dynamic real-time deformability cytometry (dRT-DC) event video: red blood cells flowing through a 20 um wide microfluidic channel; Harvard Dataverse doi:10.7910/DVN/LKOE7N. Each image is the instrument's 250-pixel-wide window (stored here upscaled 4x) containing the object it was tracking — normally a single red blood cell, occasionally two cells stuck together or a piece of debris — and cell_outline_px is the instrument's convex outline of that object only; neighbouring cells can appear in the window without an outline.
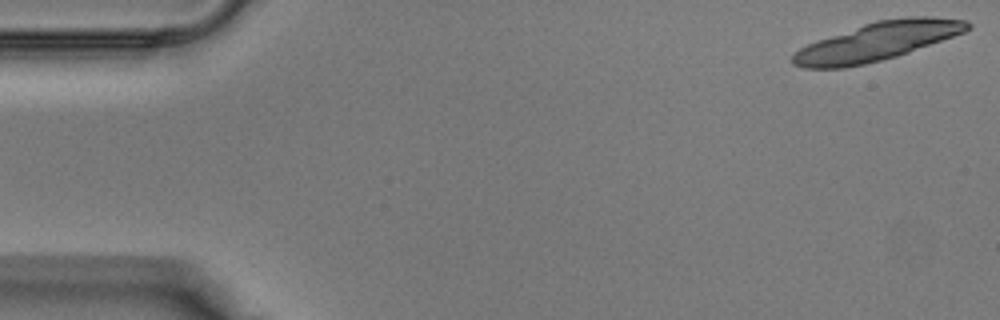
{"species": "Egyptian fruit bat (a non-hibernating species)", "species_latin": "Rousettus aegyptiacus", "temperature_condition": "warm", "stored_images_in_passage": 9, "camera_frame_rate_fps": 3000, "um_per_image_px": 0.085, "animal": {"sex": "male"}, "frame": {"image": 1, "passage_image": 1, "time_ms": 0.0, "image_size_px": [1000, 320], "cell_outline_px": [[972, 28], [964, 32], [908, 52], [896, 56], [864, 64], [844, 68], [804, 68], [792, 64], [792, 56], [800, 48], [816, 40], [876, 20], [908, 16], [928, 16], [968, 20], [972, 24]], "centroid_in_image_um": [74.58, 3.51], "position_along_channel_um": 10.4, "area_um2": 38.78}}